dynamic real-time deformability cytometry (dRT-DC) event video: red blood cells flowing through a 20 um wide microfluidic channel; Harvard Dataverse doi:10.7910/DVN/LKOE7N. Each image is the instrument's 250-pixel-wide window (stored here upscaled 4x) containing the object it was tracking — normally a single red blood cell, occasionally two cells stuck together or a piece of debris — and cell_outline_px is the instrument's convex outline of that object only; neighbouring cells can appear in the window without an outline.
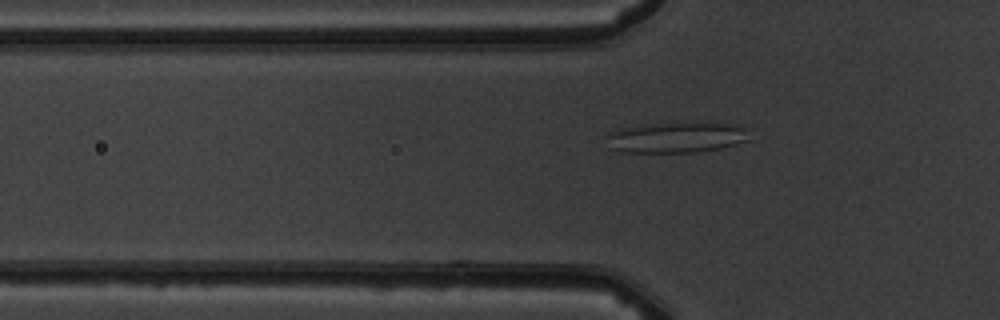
{"species": "common noctule bat (a hibernating species)", "species_latin": "Nyctalus noctula", "temperature_condition": "warm", "stored_images_in_passage": 4, "camera_frame_rate_fps": 3000, "um_per_image_px": 0.085, "animal": {"sex": "male", "body_mass_g": 19.5, "forearm_length_mm": 54.6}, "frame": {"image": 1, "passage_image": 4, "time_ms": 4.667, "image_size_px": [1000, 320], "cell_outline_px": [[752, 140], [720, 148], [696, 152], [624, 152], [612, 148], [604, 136], [608, 132], [620, 128], [644, 124], [672, 120], [700, 120], [728, 124], [744, 128]], "centroid_in_image_um": [57.49, 11.62], "position_along_channel_um": 68.3, "area_um2": 26.65}}